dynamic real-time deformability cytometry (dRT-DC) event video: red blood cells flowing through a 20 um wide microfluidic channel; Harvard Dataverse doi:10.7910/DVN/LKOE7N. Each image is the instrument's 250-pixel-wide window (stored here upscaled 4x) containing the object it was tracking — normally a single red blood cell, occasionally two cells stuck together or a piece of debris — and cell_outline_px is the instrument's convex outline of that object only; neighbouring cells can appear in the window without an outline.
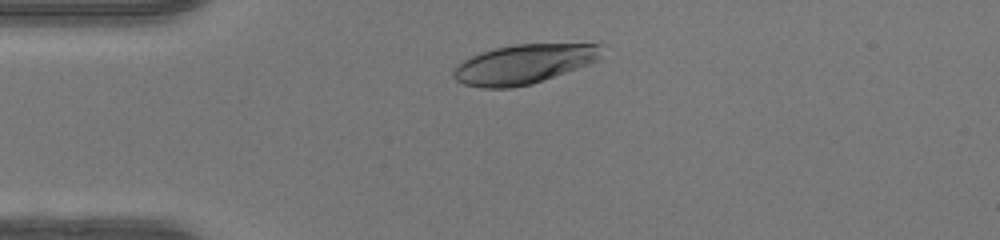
{"species": "human", "species_latin": "Homo sapiens", "temperature_condition": "warm", "stored_images_in_passage": 29, "camera_frame_rate_fps": 3000, "um_per_image_px": 0.085, "donor": {"sex": "female"}, "frame": {"image": 1, "passage_image": 1, "time_ms": 0.0, "image_size_px": [1000, 240], "cell_outline_px": [[608, 44], [600, 56], [596, 60], [588, 64], [544, 80], [532, 84], [512, 88], [480, 88], [464, 84], [456, 80], [452, 76], [452, 72], [464, 60], [480, 52], [496, 48], [516, 44]], "centroid_in_image_um": [44.54, 5.45], "position_along_channel_um": 40.5, "area_um2": 33.99}}
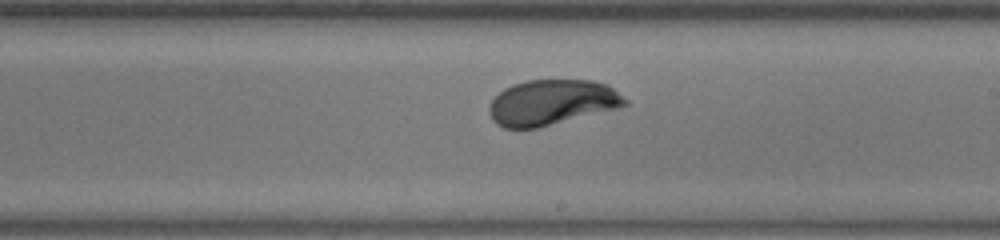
{"frame": {"image": 2, "passage_image": 17, "time_ms": 5.333, "image_size_px": [1000, 240], "cell_outline_px": [[628, 104], [620, 108], [536, 128], [504, 128], [496, 124], [492, 120], [488, 112], [488, 108], [492, 100], [504, 88], [512, 84], [528, 80], [592, 80], [608, 84], [628, 100]], "centroid_in_image_um": [46.91, 8.7], "position_along_channel_um": 242.1, "area_um2": 36.13}}
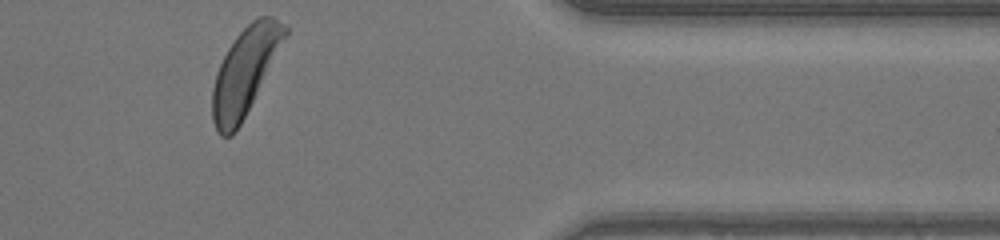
{"frame": {"image": 3, "passage_image": 29, "time_ms": 9.333, "image_size_px": [1000, 240], "cell_outline_px": [[288, 32], [240, 124], [232, 136], [220, 136], [216, 132], [212, 120], [212, 88], [216, 72], [228, 48], [236, 36], [252, 20], [260, 16], [272, 16], [288, 24]], "centroid_in_image_um": [20.79, 6.06], "position_along_channel_um": 390.6, "area_um2": 35.95}, "authors_computed_cell_mechanics": {"area_um2": 35.7782, "velocity_mm_per_s": 4.3324, "shape_relaxation_time_tau1_ms": 2.4046, "shape_relaxation_time_tau2_ms": null, "deformation_change_tau1": 0.1486, "deformation_change_tau2": null}}